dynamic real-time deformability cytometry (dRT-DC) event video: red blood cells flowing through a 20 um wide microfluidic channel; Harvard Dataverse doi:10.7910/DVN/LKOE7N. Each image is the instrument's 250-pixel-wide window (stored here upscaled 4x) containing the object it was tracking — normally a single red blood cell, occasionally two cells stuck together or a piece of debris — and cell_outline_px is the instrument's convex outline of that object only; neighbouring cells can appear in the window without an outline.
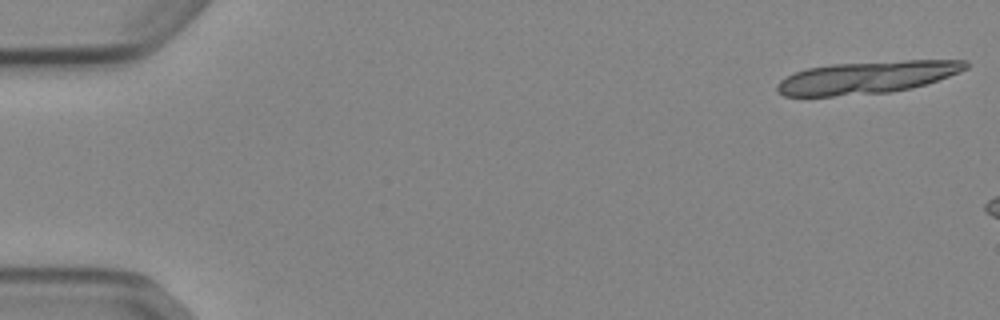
{"species": "Egyptian fruit bat (a non-hibernating species)", "species_latin": "Rousettus aegyptiacus", "temperature_condition": "cold", "stored_images_in_passage": 9, "camera_frame_rate_fps": 3000, "um_per_image_px": 0.085, "animal": {"sex": "female"}, "frame": {"image": 1, "passage_image": 1, "time_ms": 0.0, "image_size_px": [1000, 320], "cell_outline_px": [[968, 68], [960, 72], [912, 88], [892, 92], [832, 96], [784, 96], [776, 92], [776, 84], [780, 80], [796, 72], [808, 68], [832, 64], [904, 60], [968, 60]], "centroid_in_image_um": [73.68, 6.58], "position_along_channel_um": 11.3, "area_um2": 35.6}}